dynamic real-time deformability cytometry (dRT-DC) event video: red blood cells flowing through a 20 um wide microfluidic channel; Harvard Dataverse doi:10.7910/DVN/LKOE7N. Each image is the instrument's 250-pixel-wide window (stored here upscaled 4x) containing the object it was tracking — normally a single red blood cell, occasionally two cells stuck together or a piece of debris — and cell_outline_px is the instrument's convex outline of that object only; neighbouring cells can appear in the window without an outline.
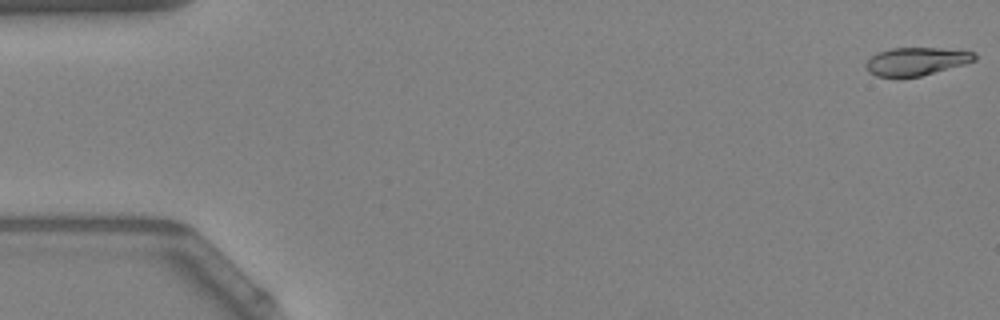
{"species": "Egyptian fruit bat (a non-hibernating species)", "species_latin": "Rousettus aegyptiacus", "temperature_condition": "warm", "stored_images_in_passage": 53, "camera_frame_rate_fps": 3000, "um_per_image_px": 0.085, "animal": {"sex": "female"}, "frame": {"image": 1, "passage_image": 1, "time_ms": 0.0, "image_size_px": [1000, 320], "cell_outline_px": [[976, 60], [964, 64], [920, 76], [876, 76], [868, 72], [864, 64], [876, 52], [892, 48], [940, 48], [976, 52]], "centroid_in_image_um": [77.87, 5.2], "position_along_channel_um": 7.1, "area_um2": 17.57}}
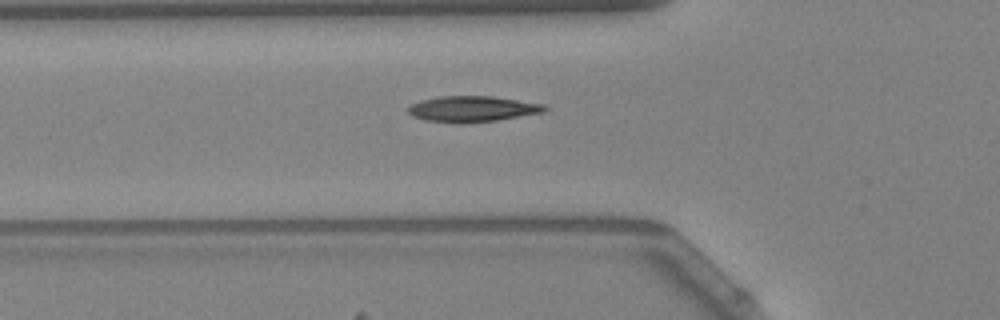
{"frame": {"image": 2, "passage_image": 19, "time_ms": 6.0, "image_size_px": [1000, 320], "cell_outline_px": [[548, 108], [544, 112], [496, 120], [456, 124], [424, 120], [412, 116], [408, 112], [408, 108], [412, 104], [420, 100], [440, 96], [492, 96], [544, 104]], "centroid_in_image_um": [40.12, 9.26], "position_along_channel_um": 85.7, "area_um2": 20.58}}
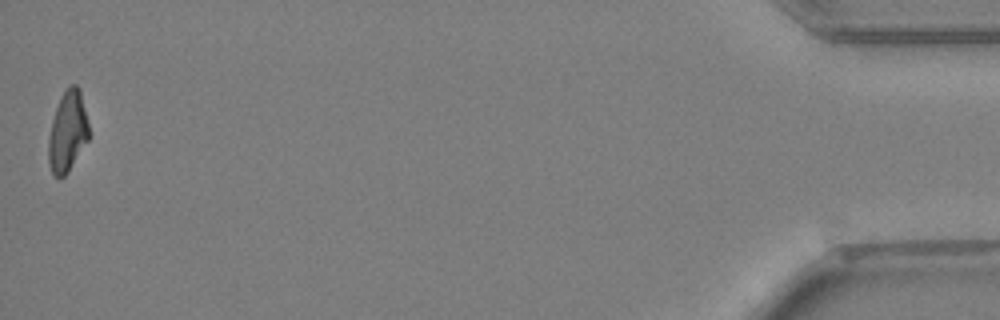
{"frame": {"image": 3, "passage_image": 53, "time_ms": 17.333, "image_size_px": [1000, 320], "cell_outline_px": [[88, 140], [68, 172], [64, 176], [52, 176], [48, 160], [48, 140], [52, 120], [60, 96], [72, 84], [76, 84], [80, 88], [88, 124]], "centroid_in_image_um": [5.73, 11.19], "position_along_channel_um": 429.5, "area_um2": 18.84}, "authors_computed_cell_mechanics": {"area_um2": 19.363, "velocity_mm_per_s": 3.8754, "shape_relaxation_time_tau1_ms": 5.9362, "shape_relaxation_time_tau2_ms": 1.7882, "deformation_change_tau1": 0.2012, "deformation_change_tau2": 0.0714}}